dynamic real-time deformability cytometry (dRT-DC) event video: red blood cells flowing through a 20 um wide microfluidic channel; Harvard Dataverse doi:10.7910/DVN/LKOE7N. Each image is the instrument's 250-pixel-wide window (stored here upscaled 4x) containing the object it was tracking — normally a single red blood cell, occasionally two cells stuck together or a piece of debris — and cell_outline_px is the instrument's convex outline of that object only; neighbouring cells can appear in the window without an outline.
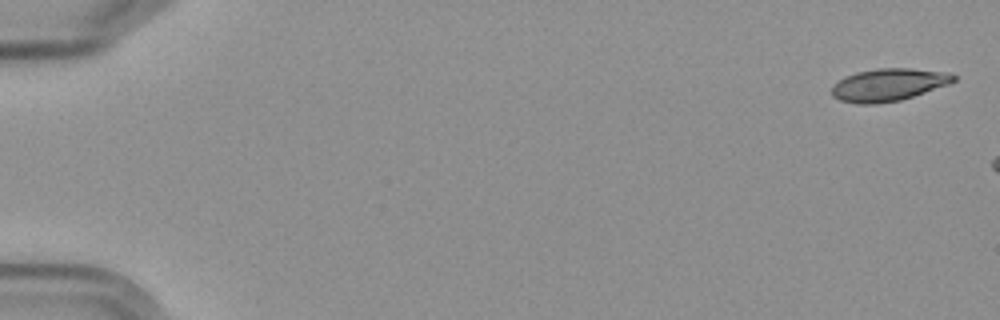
{"species": "Egyptian fruit bat (a non-hibernating species)", "species_latin": "Rousettus aegyptiacus", "temperature_condition": "cold", "stored_images_in_passage": 3, "camera_frame_rate_fps": 3000, "um_per_image_px": 0.085, "frame": {"image": 1, "passage_image": 1, "time_ms": 0.0, "image_size_px": [1000, 320], "cell_outline_px": [[956, 80], [948, 84], [900, 100], [876, 104], [856, 104], [840, 100], [832, 96], [832, 84], [844, 76], [856, 72], [876, 68], [912, 68], [948, 72], [956, 76]], "centroid_in_image_um": [75.48, 7.2], "position_along_channel_um": 9.5, "area_um2": 23.18}}